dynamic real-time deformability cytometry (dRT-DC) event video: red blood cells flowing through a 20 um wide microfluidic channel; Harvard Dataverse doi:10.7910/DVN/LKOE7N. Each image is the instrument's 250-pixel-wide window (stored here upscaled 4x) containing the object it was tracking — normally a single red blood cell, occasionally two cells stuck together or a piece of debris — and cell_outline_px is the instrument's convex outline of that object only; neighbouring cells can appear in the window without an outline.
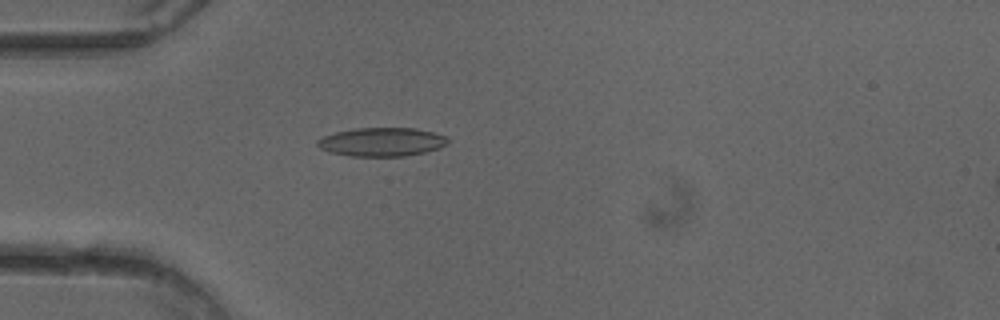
{"species": "common noctule bat (a hibernating species)", "species_latin": "Nyctalus noctula", "temperature_condition": "cold", "stored_images_in_passage": 51, "camera_frame_rate_fps": 3000, "um_per_image_px": 0.085, "animal": {"sex": "female"}, "frame": {"image": 1, "passage_image": 15, "time_ms": 4.667, "image_size_px": [1000, 320], "cell_outline_px": [[448, 144], [440, 148], [424, 152], [404, 156], [352, 156], [332, 152], [320, 148], [316, 144], [316, 140], [324, 136], [336, 132], [352, 128], [416, 128], [448, 136]], "centroid_in_image_um": [32.47, 12.05], "position_along_channel_um": 52.5, "area_um2": 21.79}}
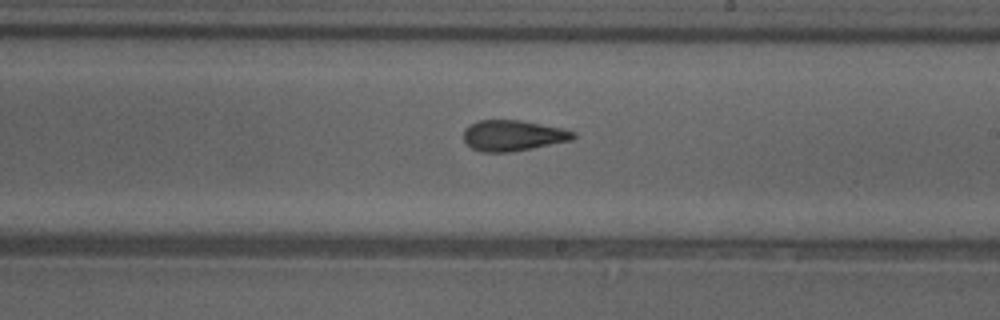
{"frame": {"image": 2, "passage_image": 30, "time_ms": 9.667, "image_size_px": [1000, 320], "cell_outline_px": [[576, 136], [572, 140], [512, 152], [480, 152], [472, 148], [464, 140], [464, 128], [468, 124], [480, 120], [520, 120], [564, 128], [576, 132]], "centroid_in_image_um": [43.6, 11.51], "position_along_channel_um": 245.4, "area_um2": 19.83}}
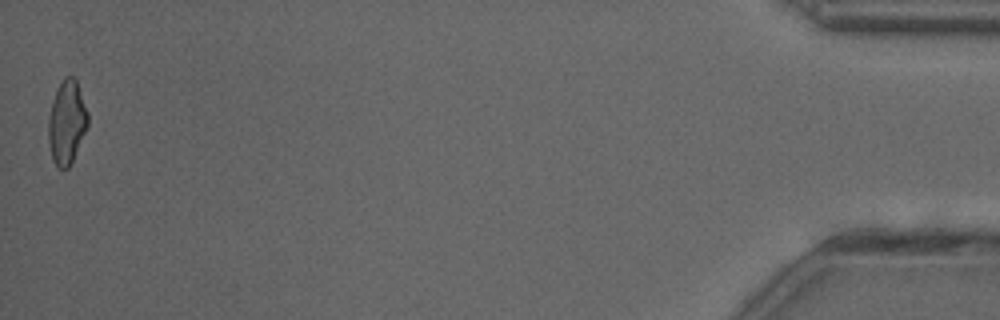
{"frame": {"image": 3, "passage_image": 51, "time_ms": 16.667, "image_size_px": [1000, 320], "cell_outline_px": [[88, 124], [72, 160], [68, 168], [56, 168], [52, 160], [48, 140], [48, 116], [52, 100], [56, 88], [60, 80], [64, 76], [72, 76], [76, 80], [88, 112]], "centroid_in_image_um": [5.64, 10.36], "position_along_channel_um": 429.6, "area_um2": 19.31}, "authors_computed_cell_mechanics": {"area_um2": 20.3456, "velocity_mm_per_s": 4.0369, "shape_relaxation_time_tau1_ms": 6.7354, "shape_relaxation_time_tau2_ms": 1.9368, "deformation_change_tau1": 0.1807, "deformation_change_tau2": 0.0972}}